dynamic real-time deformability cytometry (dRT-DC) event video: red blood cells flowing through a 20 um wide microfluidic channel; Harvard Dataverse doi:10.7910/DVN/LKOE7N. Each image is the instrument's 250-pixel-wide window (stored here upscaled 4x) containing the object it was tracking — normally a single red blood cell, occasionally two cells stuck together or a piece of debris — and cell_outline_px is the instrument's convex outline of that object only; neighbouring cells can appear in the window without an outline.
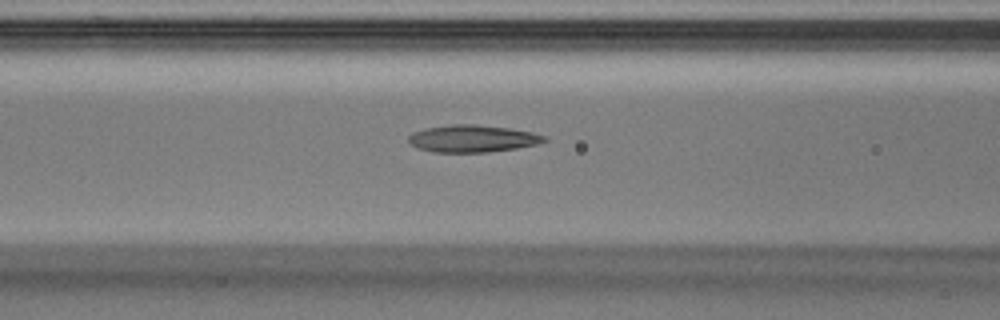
{"species": "Egyptian fruit bat (a non-hibernating species)", "species_latin": "Rousettus aegyptiacus", "temperature_condition": "warm", "stored_images_in_passage": 37, "camera_frame_rate_fps": 3000, "um_per_image_px": 0.085, "animal": {"sex": "male"}, "frame": {"image": 1, "passage_image": 16, "time_ms": 5.0, "image_size_px": [1000, 320], "cell_outline_px": [[548, 140], [536, 144], [516, 148], [488, 152], [432, 152], [416, 148], [408, 140], [408, 136], [412, 132], [428, 128], [452, 124], [476, 124], [512, 128], [532, 132], [548, 136]], "centroid_in_image_um": [40.18, 11.77], "position_along_channel_um": 126.4, "area_um2": 21.62}}
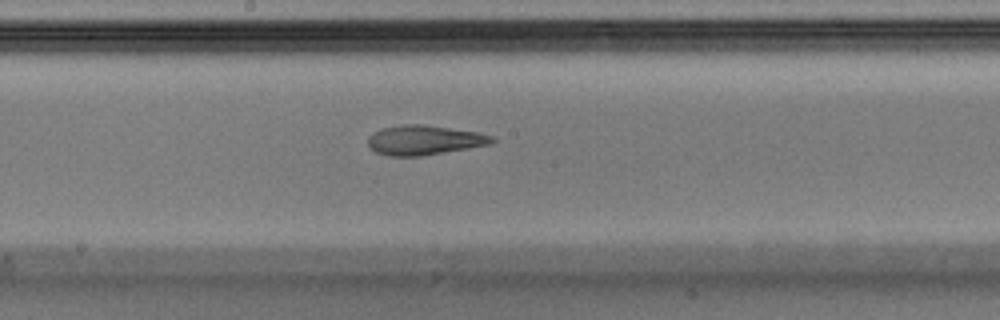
{"frame": {"image": 2, "passage_image": 21, "time_ms": 6.667, "image_size_px": [1000, 320], "cell_outline_px": [[496, 140], [488, 144], [468, 148], [420, 156], [388, 156], [376, 152], [368, 144], [368, 136], [372, 132], [384, 128], [404, 124], [420, 124], [480, 132], [492, 136]], "centroid_in_image_um": [36.04, 11.9], "position_along_channel_um": 212.2, "area_um2": 21.21}}
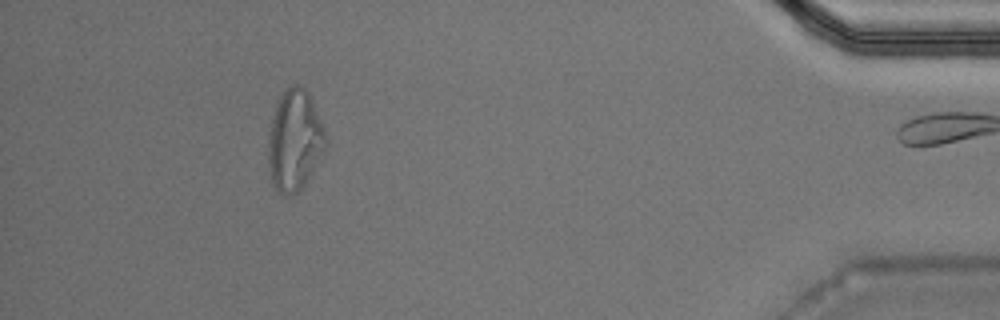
{"frame": {"image": 3, "passage_image": 36, "time_ms": 11.667, "image_size_px": [1000, 320], "cell_outline_px": [[328, 140], [324, 152], [304, 184], [292, 196], [280, 192], [276, 188], [272, 180], [268, 164], [268, 140], [276, 100], [284, 88], [292, 84], [300, 84], [308, 92], [324, 128]], "centroid_in_image_um": [25.04, 11.87], "position_along_channel_um": 410.2, "area_um2": 33.7}}